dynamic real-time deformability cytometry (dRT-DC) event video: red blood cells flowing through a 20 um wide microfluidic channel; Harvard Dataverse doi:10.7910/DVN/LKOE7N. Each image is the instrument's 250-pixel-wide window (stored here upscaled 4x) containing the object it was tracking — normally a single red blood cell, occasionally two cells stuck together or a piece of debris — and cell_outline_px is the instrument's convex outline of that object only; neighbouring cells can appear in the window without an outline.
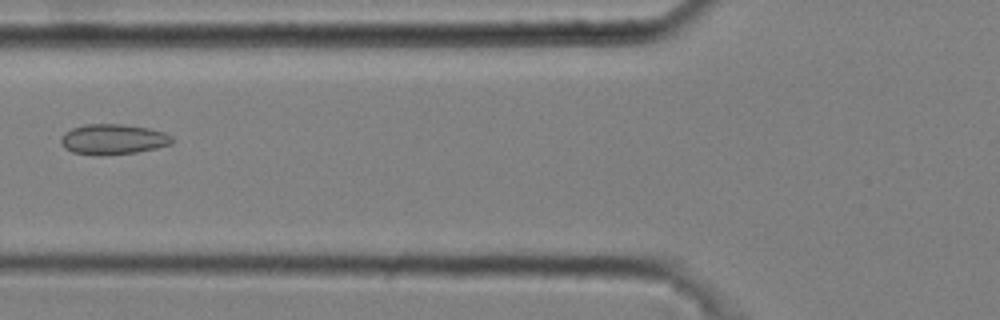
{"species": "common noctule bat (a hibernating species)", "species_latin": "Nyctalus noctula", "temperature_condition": "cold", "stored_images_in_passage": 6, "camera_frame_rate_fps": 3000, "um_per_image_px": 0.085, "animal": {"sex": "male", "body_mass_g": 20.4}, "frame": {"image": 1, "passage_image": 6, "time_ms": 1.667, "image_size_px": [1000, 320], "cell_outline_px": [[176, 140], [172, 144], [156, 148], [136, 152], [104, 156], [96, 156], [72, 152], [64, 148], [60, 140], [60, 136], [64, 132], [72, 128], [84, 124], [120, 124], [148, 128], [164, 132], [172, 136]], "centroid_in_image_um": [9.6, 11.85], "position_along_channel_um": 116.2, "area_um2": 20.0}}